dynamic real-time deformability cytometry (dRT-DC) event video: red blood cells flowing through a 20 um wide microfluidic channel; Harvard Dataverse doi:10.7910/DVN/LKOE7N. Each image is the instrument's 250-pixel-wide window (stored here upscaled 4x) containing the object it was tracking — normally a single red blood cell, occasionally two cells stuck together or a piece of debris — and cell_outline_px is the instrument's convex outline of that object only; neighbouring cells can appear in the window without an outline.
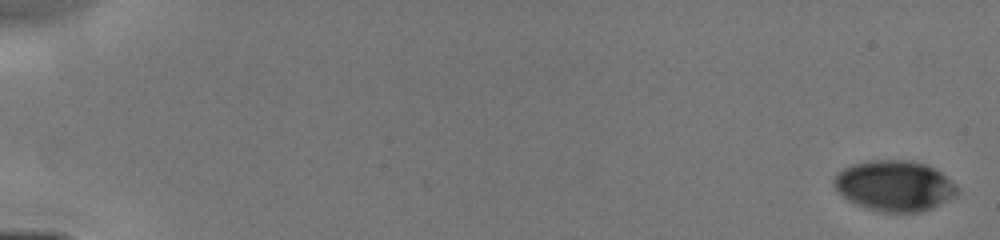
{"species": "human", "species_latin": "Homo sapiens", "temperature_condition": "cold", "stored_images_in_passage": 5, "camera_frame_rate_fps": 3000, "um_per_image_px": 0.085, "donor": {"sex": "male"}, "frame": {"image": 1, "passage_image": 1, "time_ms": 0.0, "image_size_px": [1000, 240], "cell_outline_px": [[960, 188], [956, 196], [932, 208], [920, 212], [884, 212], [868, 208], [848, 200], [836, 192], [832, 184], [832, 180], [836, 172], [852, 164], [868, 160], [908, 160], [928, 164], [940, 172], [956, 184]], "centroid_in_image_um": [76.01, 15.78], "position_along_channel_um": 9.0, "area_um2": 36.7}}
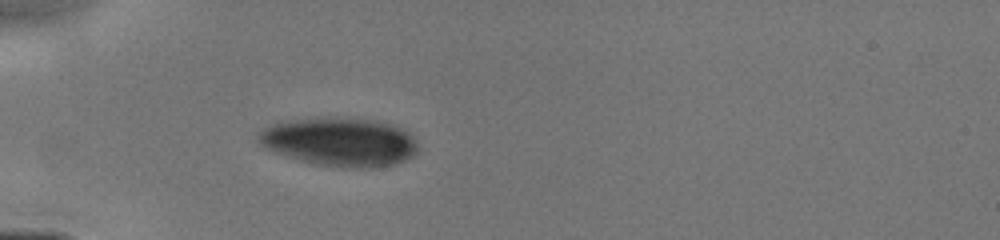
{"frame": {"image": 2, "passage_image": 5, "time_ms": 5.0, "image_size_px": [1000, 240], "cell_outline_px": [[416, 152], [412, 156], [404, 160], [392, 164], [364, 168], [348, 168], [316, 164], [300, 160], [264, 148], [256, 140], [256, 136], [264, 128], [280, 120], [320, 116], [336, 116], [380, 120], [404, 128], [412, 132], [416, 140]], "centroid_in_image_um": [28.86, 12.01], "position_along_channel_um": 56.1, "area_um2": 46.18}}